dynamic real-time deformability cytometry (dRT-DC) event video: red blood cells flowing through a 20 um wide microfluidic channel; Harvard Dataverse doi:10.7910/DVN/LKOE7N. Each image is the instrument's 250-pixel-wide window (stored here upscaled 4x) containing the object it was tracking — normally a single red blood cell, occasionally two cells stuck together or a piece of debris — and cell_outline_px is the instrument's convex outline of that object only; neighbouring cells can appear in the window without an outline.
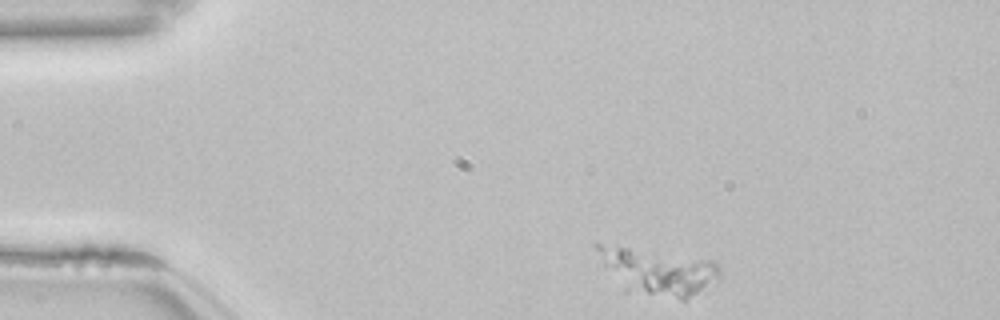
{"species": "common noctule bat (a hibernating species)", "species_latin": "Nyctalus noctula", "temperature_condition": "room temperature", "stored_images_in_passage": 46, "camera_frame_rate_fps": 3000, "um_per_image_px": 0.085, "animal": {"sex": "female", "body_mass_g": 22.7, "forearm_length_mm": 54.2}, "frame": {"image": 1, "passage_image": 1, "time_ms": 0.0, "image_size_px": [1000, 320], "cell_outline_px": [[720, 280], [684, 300], [680, 300], [624, 292], [604, 268], [596, 248], [596, 244], [600, 244], [712, 260], [720, 264]], "centroid_in_image_um": [55.93, 23.13], "position_along_channel_um": 29.1, "area_um2": 33.12}}
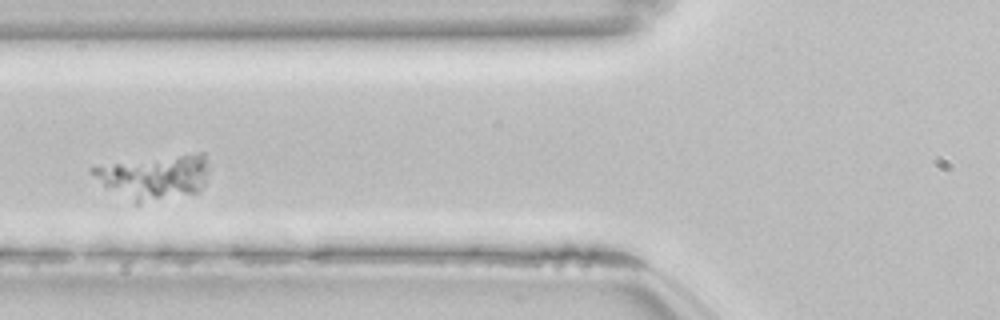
{"frame": {"image": 2, "passage_image": 13, "time_ms": 4.0, "image_size_px": [1000, 320], "cell_outline_px": [[208, 172], [204, 184], [200, 192], [136, 204], [104, 188], [88, 168], [196, 152], [204, 152], [208, 164]], "centroid_in_image_um": [13.17, 15.07], "position_along_channel_um": 112.6, "area_um2": 29.82}}
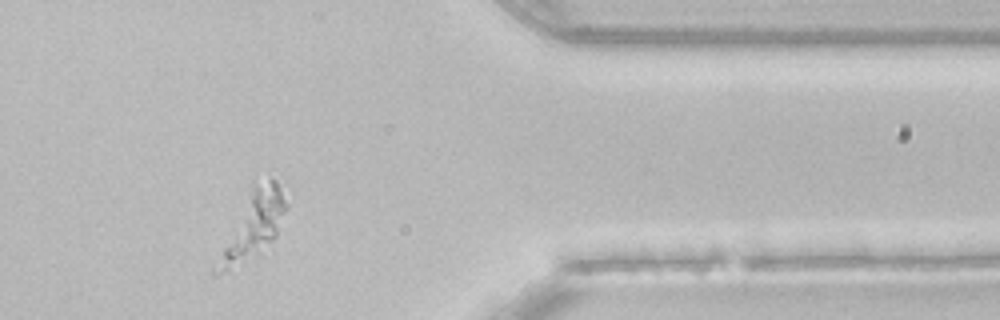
{"frame": {"image": 3, "passage_image": 37, "time_ms": 12.0, "image_size_px": [1000, 320], "cell_outline_px": [[288, 208], [276, 236], [264, 256], [212, 276], [212, 268], [252, 180], [276, 180], [288, 204]], "centroid_in_image_um": [21.51, 19.21], "position_along_channel_um": 389.9, "area_um2": 27.92}}